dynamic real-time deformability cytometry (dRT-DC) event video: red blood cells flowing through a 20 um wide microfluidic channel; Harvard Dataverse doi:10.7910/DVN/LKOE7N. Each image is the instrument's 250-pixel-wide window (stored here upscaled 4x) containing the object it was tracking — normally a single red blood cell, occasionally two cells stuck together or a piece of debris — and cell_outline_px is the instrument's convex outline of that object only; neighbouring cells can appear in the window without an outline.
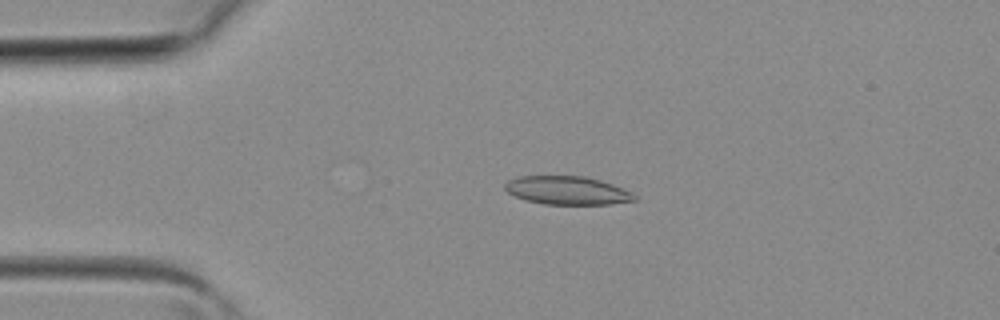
{"species": "common noctule bat (a hibernating species)", "species_latin": "Nyctalus noctula", "temperature_condition": "room temperature", "stored_images_in_passage": 37, "camera_frame_rate_fps": 3000, "um_per_image_px": 0.085, "animal": {"sex": "female", "body_mass_g": 19.3, "forearm_length_mm": 54.1}, "frame": {"image": 1, "passage_image": 8, "time_ms": 2.333, "image_size_px": [1000, 320], "cell_outline_px": [[636, 200], [612, 204], [544, 204], [524, 200], [508, 192], [504, 188], [504, 184], [508, 180], [520, 176], [584, 176], [600, 180], [612, 184], [632, 192], [636, 196]], "centroid_in_image_um": [48.21, 16.19], "position_along_channel_um": 36.8, "area_um2": 21.39}}
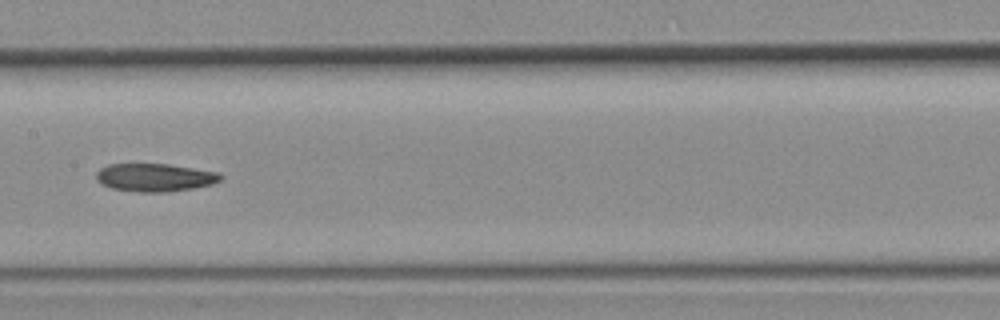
{"frame": {"image": 2, "passage_image": 19, "time_ms": 6.0, "image_size_px": [1000, 320], "cell_outline_px": [[224, 176], [220, 180], [212, 184], [196, 188], [168, 192], [140, 192], [112, 188], [100, 184], [96, 180], [96, 172], [100, 168], [108, 164], [168, 164], [220, 172]], "centroid_in_image_um": [13.18, 15.08], "position_along_channel_um": 194.2, "area_um2": 20.52}}
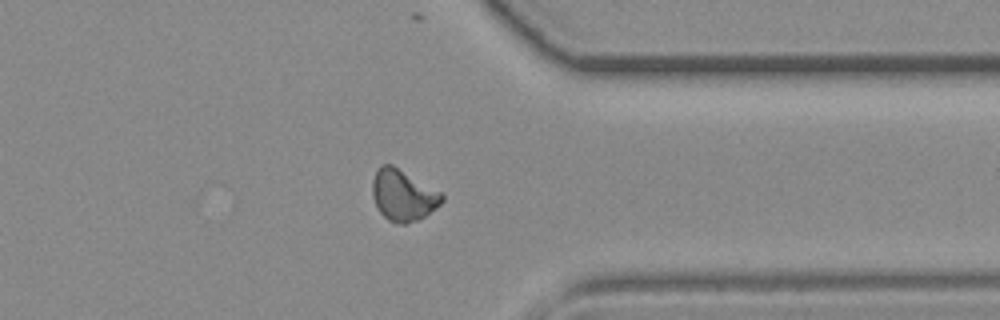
{"frame": {"image": 3, "passage_image": 30, "time_ms": 9.667, "image_size_px": [1000, 320], "cell_outline_px": [[444, 200], [440, 204], [424, 216], [416, 220], [404, 224], [396, 224], [388, 220], [380, 212], [372, 196], [372, 180], [376, 168], [380, 164], [392, 164], [444, 192]], "centroid_in_image_um": [34.27, 16.56], "position_along_channel_um": 377.1, "area_um2": 21.1}}